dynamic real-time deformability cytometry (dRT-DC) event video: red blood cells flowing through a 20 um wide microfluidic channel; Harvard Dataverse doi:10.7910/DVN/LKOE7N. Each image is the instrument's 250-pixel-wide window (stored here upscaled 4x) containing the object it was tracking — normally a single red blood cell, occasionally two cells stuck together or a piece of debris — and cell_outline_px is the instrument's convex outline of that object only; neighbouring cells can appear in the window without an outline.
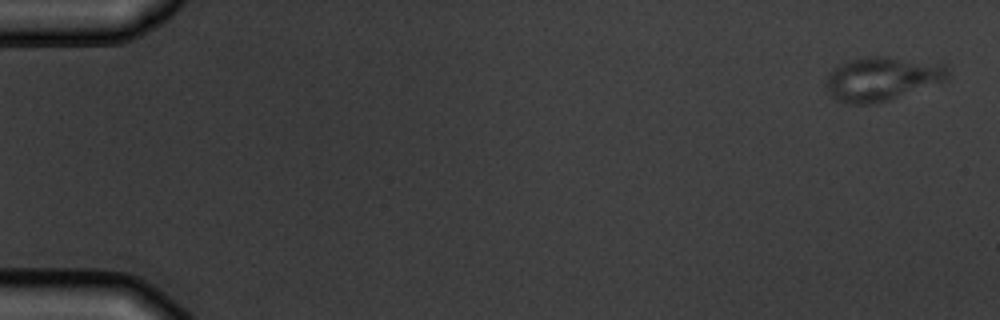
{"species": "common noctule bat (a hibernating species)", "species_latin": "Nyctalus noctula", "temperature_condition": "warm", "stored_images_in_passage": 5, "camera_frame_rate_fps": 3000, "um_per_image_px": 0.085, "animal": {"sex": "male", "body_mass_g": 19.5, "forearm_length_mm": 54.6}, "frame": {"image": 1, "passage_image": 1, "time_ms": 0.0, "image_size_px": [1000, 320], "cell_outline_px": [[948, 80], [888, 100], [868, 104], [852, 104], [836, 100], [832, 96], [824, 84], [828, 72], [840, 64], [848, 60], [868, 56], [888, 56], [944, 64], [948, 68]], "centroid_in_image_um": [74.95, 6.68], "position_along_channel_um": 10.1, "area_um2": 31.21}}